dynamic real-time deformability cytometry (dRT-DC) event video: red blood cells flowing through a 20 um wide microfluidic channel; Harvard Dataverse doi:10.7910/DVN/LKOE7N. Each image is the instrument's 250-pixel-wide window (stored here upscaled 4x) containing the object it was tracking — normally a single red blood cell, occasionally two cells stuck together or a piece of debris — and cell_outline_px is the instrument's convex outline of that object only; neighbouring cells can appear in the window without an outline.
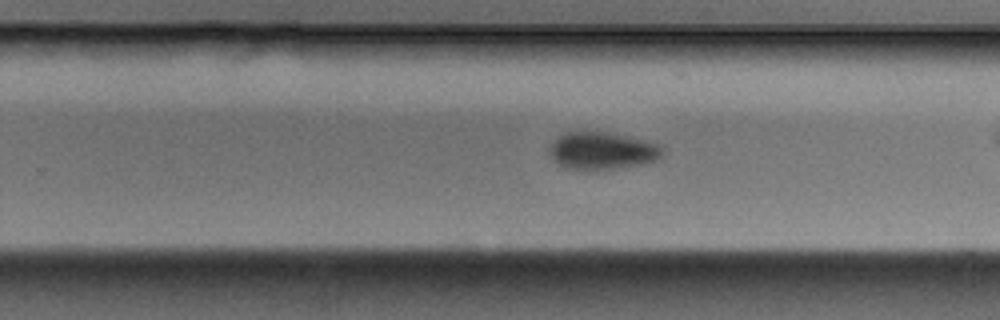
{"species": "Egyptian fruit bat (a non-hibernating species)", "species_latin": "Rousettus aegyptiacus", "temperature_condition": "cold", "stored_images_in_passage": 28, "camera_frame_rate_fps": 3000, "um_per_image_px": 0.085, "animal": {"sex": "male"}, "frame": {"image": 1, "passage_image": 20, "time_ms": 6.333, "image_size_px": [1000, 320], "cell_outline_px": [[664, 152], [660, 160], [640, 164], [612, 168], [564, 168], [552, 156], [552, 144], [564, 132], [608, 132], [644, 140], [656, 144], [664, 148]], "centroid_in_image_um": [51.27, 12.79], "position_along_channel_um": 278.5, "area_um2": 23.76}}